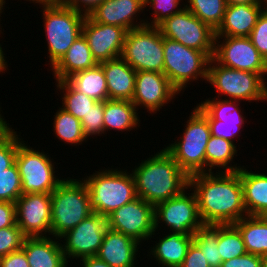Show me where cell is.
Listing matches in <instances>:
<instances>
[{"mask_svg": "<svg viewBox=\"0 0 267 267\" xmlns=\"http://www.w3.org/2000/svg\"><path fill=\"white\" fill-rule=\"evenodd\" d=\"M143 8L145 9L144 0H104L88 16L97 23L120 26L128 32L148 24V21L144 20L137 24L134 22L136 13L144 10Z\"/></svg>", "mask_w": 267, "mask_h": 267, "instance_id": "obj_20", "label": "cell"}, {"mask_svg": "<svg viewBox=\"0 0 267 267\" xmlns=\"http://www.w3.org/2000/svg\"><path fill=\"white\" fill-rule=\"evenodd\" d=\"M262 3L265 5V7H266V5H267V0H262Z\"/></svg>", "mask_w": 267, "mask_h": 267, "instance_id": "obj_54", "label": "cell"}, {"mask_svg": "<svg viewBox=\"0 0 267 267\" xmlns=\"http://www.w3.org/2000/svg\"><path fill=\"white\" fill-rule=\"evenodd\" d=\"M98 63L93 58L83 34L73 42L64 56L52 67L56 81L66 80L72 74L91 69Z\"/></svg>", "mask_w": 267, "mask_h": 267, "instance_id": "obj_26", "label": "cell"}, {"mask_svg": "<svg viewBox=\"0 0 267 267\" xmlns=\"http://www.w3.org/2000/svg\"><path fill=\"white\" fill-rule=\"evenodd\" d=\"M234 225L242 235L247 253L261 257L267 253V216L246 215Z\"/></svg>", "mask_w": 267, "mask_h": 267, "instance_id": "obj_28", "label": "cell"}, {"mask_svg": "<svg viewBox=\"0 0 267 267\" xmlns=\"http://www.w3.org/2000/svg\"><path fill=\"white\" fill-rule=\"evenodd\" d=\"M27 1V0H26ZM33 1L34 3L39 4H51V3H61L62 0H28Z\"/></svg>", "mask_w": 267, "mask_h": 267, "instance_id": "obj_51", "label": "cell"}, {"mask_svg": "<svg viewBox=\"0 0 267 267\" xmlns=\"http://www.w3.org/2000/svg\"><path fill=\"white\" fill-rule=\"evenodd\" d=\"M39 5L43 7L48 57L53 67L82 35L86 15L60 3Z\"/></svg>", "mask_w": 267, "mask_h": 267, "instance_id": "obj_6", "label": "cell"}, {"mask_svg": "<svg viewBox=\"0 0 267 267\" xmlns=\"http://www.w3.org/2000/svg\"><path fill=\"white\" fill-rule=\"evenodd\" d=\"M9 124L0 119V173L11 167L16 160L18 145L22 142Z\"/></svg>", "mask_w": 267, "mask_h": 267, "instance_id": "obj_37", "label": "cell"}, {"mask_svg": "<svg viewBox=\"0 0 267 267\" xmlns=\"http://www.w3.org/2000/svg\"><path fill=\"white\" fill-rule=\"evenodd\" d=\"M24 142L18 145L15 160L21 177L22 194H51L64 179L55 176L53 159L49 155L28 147Z\"/></svg>", "mask_w": 267, "mask_h": 267, "instance_id": "obj_10", "label": "cell"}, {"mask_svg": "<svg viewBox=\"0 0 267 267\" xmlns=\"http://www.w3.org/2000/svg\"><path fill=\"white\" fill-rule=\"evenodd\" d=\"M84 179L93 213L108 217L116 209L137 198L134 177L126 170H99Z\"/></svg>", "mask_w": 267, "mask_h": 267, "instance_id": "obj_3", "label": "cell"}, {"mask_svg": "<svg viewBox=\"0 0 267 267\" xmlns=\"http://www.w3.org/2000/svg\"><path fill=\"white\" fill-rule=\"evenodd\" d=\"M159 242L149 252L162 267H180L184 261L189 246L193 242V235L172 233L159 238Z\"/></svg>", "mask_w": 267, "mask_h": 267, "instance_id": "obj_27", "label": "cell"}, {"mask_svg": "<svg viewBox=\"0 0 267 267\" xmlns=\"http://www.w3.org/2000/svg\"><path fill=\"white\" fill-rule=\"evenodd\" d=\"M77 91L96 100H108L105 75L100 64L83 71L76 72L66 79Z\"/></svg>", "mask_w": 267, "mask_h": 267, "instance_id": "obj_30", "label": "cell"}, {"mask_svg": "<svg viewBox=\"0 0 267 267\" xmlns=\"http://www.w3.org/2000/svg\"><path fill=\"white\" fill-rule=\"evenodd\" d=\"M83 267H111L109 264L99 259L97 256L81 259Z\"/></svg>", "mask_w": 267, "mask_h": 267, "instance_id": "obj_48", "label": "cell"}, {"mask_svg": "<svg viewBox=\"0 0 267 267\" xmlns=\"http://www.w3.org/2000/svg\"><path fill=\"white\" fill-rule=\"evenodd\" d=\"M103 1L104 0H62L60 4L88 15L99 3Z\"/></svg>", "mask_w": 267, "mask_h": 267, "instance_id": "obj_47", "label": "cell"}, {"mask_svg": "<svg viewBox=\"0 0 267 267\" xmlns=\"http://www.w3.org/2000/svg\"><path fill=\"white\" fill-rule=\"evenodd\" d=\"M203 224H234L247 215L243 187L237 172L197 173L189 176Z\"/></svg>", "mask_w": 267, "mask_h": 267, "instance_id": "obj_1", "label": "cell"}, {"mask_svg": "<svg viewBox=\"0 0 267 267\" xmlns=\"http://www.w3.org/2000/svg\"><path fill=\"white\" fill-rule=\"evenodd\" d=\"M22 195L21 177L14 163L0 173V201L13 202Z\"/></svg>", "mask_w": 267, "mask_h": 267, "instance_id": "obj_38", "label": "cell"}, {"mask_svg": "<svg viewBox=\"0 0 267 267\" xmlns=\"http://www.w3.org/2000/svg\"><path fill=\"white\" fill-rule=\"evenodd\" d=\"M263 5H227L223 20L215 30V36L249 37L259 15L266 8Z\"/></svg>", "mask_w": 267, "mask_h": 267, "instance_id": "obj_22", "label": "cell"}, {"mask_svg": "<svg viewBox=\"0 0 267 267\" xmlns=\"http://www.w3.org/2000/svg\"><path fill=\"white\" fill-rule=\"evenodd\" d=\"M108 229V217L92 213L77 226L63 234L66 242L61 245L66 259L80 260L96 256Z\"/></svg>", "mask_w": 267, "mask_h": 267, "instance_id": "obj_15", "label": "cell"}, {"mask_svg": "<svg viewBox=\"0 0 267 267\" xmlns=\"http://www.w3.org/2000/svg\"><path fill=\"white\" fill-rule=\"evenodd\" d=\"M220 267H262L261 256L246 253L221 263Z\"/></svg>", "mask_w": 267, "mask_h": 267, "instance_id": "obj_43", "label": "cell"}, {"mask_svg": "<svg viewBox=\"0 0 267 267\" xmlns=\"http://www.w3.org/2000/svg\"><path fill=\"white\" fill-rule=\"evenodd\" d=\"M163 48V74L179 93L190 84L189 81H195L199 77L207 81L211 58L206 53L166 37H163Z\"/></svg>", "mask_w": 267, "mask_h": 267, "instance_id": "obj_7", "label": "cell"}, {"mask_svg": "<svg viewBox=\"0 0 267 267\" xmlns=\"http://www.w3.org/2000/svg\"><path fill=\"white\" fill-rule=\"evenodd\" d=\"M187 2L189 5L186 4L184 7L202 22L213 30L219 27L227 7L226 0H187Z\"/></svg>", "mask_w": 267, "mask_h": 267, "instance_id": "obj_35", "label": "cell"}, {"mask_svg": "<svg viewBox=\"0 0 267 267\" xmlns=\"http://www.w3.org/2000/svg\"><path fill=\"white\" fill-rule=\"evenodd\" d=\"M243 187V203L247 215L267 216V174L238 171Z\"/></svg>", "mask_w": 267, "mask_h": 267, "instance_id": "obj_25", "label": "cell"}, {"mask_svg": "<svg viewBox=\"0 0 267 267\" xmlns=\"http://www.w3.org/2000/svg\"><path fill=\"white\" fill-rule=\"evenodd\" d=\"M132 172L137 197L154 207L190 189L189 176L165 148L142 161Z\"/></svg>", "mask_w": 267, "mask_h": 267, "instance_id": "obj_2", "label": "cell"}, {"mask_svg": "<svg viewBox=\"0 0 267 267\" xmlns=\"http://www.w3.org/2000/svg\"><path fill=\"white\" fill-rule=\"evenodd\" d=\"M155 230L164 222L172 233L193 235L203 223L199 216L198 201L195 192L185 190L167 201L154 207ZM161 220V222H159Z\"/></svg>", "mask_w": 267, "mask_h": 267, "instance_id": "obj_12", "label": "cell"}, {"mask_svg": "<svg viewBox=\"0 0 267 267\" xmlns=\"http://www.w3.org/2000/svg\"><path fill=\"white\" fill-rule=\"evenodd\" d=\"M16 224L27 237L51 235V194L25 193L15 202Z\"/></svg>", "mask_w": 267, "mask_h": 267, "instance_id": "obj_16", "label": "cell"}, {"mask_svg": "<svg viewBox=\"0 0 267 267\" xmlns=\"http://www.w3.org/2000/svg\"><path fill=\"white\" fill-rule=\"evenodd\" d=\"M194 108L181 140L165 147L188 176L206 172L205 150L211 136L207 116L198 106Z\"/></svg>", "mask_w": 267, "mask_h": 267, "instance_id": "obj_5", "label": "cell"}, {"mask_svg": "<svg viewBox=\"0 0 267 267\" xmlns=\"http://www.w3.org/2000/svg\"><path fill=\"white\" fill-rule=\"evenodd\" d=\"M249 38L254 47L267 62V8L259 15Z\"/></svg>", "mask_w": 267, "mask_h": 267, "instance_id": "obj_42", "label": "cell"}, {"mask_svg": "<svg viewBox=\"0 0 267 267\" xmlns=\"http://www.w3.org/2000/svg\"><path fill=\"white\" fill-rule=\"evenodd\" d=\"M237 146L229 140L210 136L205 154H206V172H212L214 167H220L224 172H237L241 166H230L234 155L237 154ZM229 165V166H228ZM208 168V169H207Z\"/></svg>", "mask_w": 267, "mask_h": 267, "instance_id": "obj_31", "label": "cell"}, {"mask_svg": "<svg viewBox=\"0 0 267 267\" xmlns=\"http://www.w3.org/2000/svg\"><path fill=\"white\" fill-rule=\"evenodd\" d=\"M139 244L135 239L108 228L96 256L111 267H135Z\"/></svg>", "mask_w": 267, "mask_h": 267, "instance_id": "obj_21", "label": "cell"}, {"mask_svg": "<svg viewBox=\"0 0 267 267\" xmlns=\"http://www.w3.org/2000/svg\"><path fill=\"white\" fill-rule=\"evenodd\" d=\"M228 99L212 98L211 100L208 98L197 106L208 118L211 135L233 143V138L240 132L245 117L242 116L240 107H238L240 106L238 100Z\"/></svg>", "mask_w": 267, "mask_h": 267, "instance_id": "obj_19", "label": "cell"}, {"mask_svg": "<svg viewBox=\"0 0 267 267\" xmlns=\"http://www.w3.org/2000/svg\"><path fill=\"white\" fill-rule=\"evenodd\" d=\"M179 91L170 83L168 78L160 72L136 71L135 90L132 103L143 106L150 113H156L174 99Z\"/></svg>", "mask_w": 267, "mask_h": 267, "instance_id": "obj_18", "label": "cell"}, {"mask_svg": "<svg viewBox=\"0 0 267 267\" xmlns=\"http://www.w3.org/2000/svg\"><path fill=\"white\" fill-rule=\"evenodd\" d=\"M218 249L222 262L247 253L242 235L234 224H219Z\"/></svg>", "mask_w": 267, "mask_h": 267, "instance_id": "obj_36", "label": "cell"}, {"mask_svg": "<svg viewBox=\"0 0 267 267\" xmlns=\"http://www.w3.org/2000/svg\"><path fill=\"white\" fill-rule=\"evenodd\" d=\"M265 81L260 74L225 67L213 57L210 59L207 82L214 86L219 94L229 96L230 100H267Z\"/></svg>", "mask_w": 267, "mask_h": 267, "instance_id": "obj_8", "label": "cell"}, {"mask_svg": "<svg viewBox=\"0 0 267 267\" xmlns=\"http://www.w3.org/2000/svg\"><path fill=\"white\" fill-rule=\"evenodd\" d=\"M227 5L236 4H263L262 0H226Z\"/></svg>", "mask_w": 267, "mask_h": 267, "instance_id": "obj_49", "label": "cell"}, {"mask_svg": "<svg viewBox=\"0 0 267 267\" xmlns=\"http://www.w3.org/2000/svg\"><path fill=\"white\" fill-rule=\"evenodd\" d=\"M0 267H30L26 254L21 248L0 258Z\"/></svg>", "mask_w": 267, "mask_h": 267, "instance_id": "obj_45", "label": "cell"}, {"mask_svg": "<svg viewBox=\"0 0 267 267\" xmlns=\"http://www.w3.org/2000/svg\"><path fill=\"white\" fill-rule=\"evenodd\" d=\"M138 108L128 100L105 101L104 109V132L115 129L120 131H130L139 125Z\"/></svg>", "mask_w": 267, "mask_h": 267, "instance_id": "obj_29", "label": "cell"}, {"mask_svg": "<svg viewBox=\"0 0 267 267\" xmlns=\"http://www.w3.org/2000/svg\"><path fill=\"white\" fill-rule=\"evenodd\" d=\"M108 228L127 235L139 243L155 235L154 206L135 198L108 216Z\"/></svg>", "mask_w": 267, "mask_h": 267, "instance_id": "obj_14", "label": "cell"}, {"mask_svg": "<svg viewBox=\"0 0 267 267\" xmlns=\"http://www.w3.org/2000/svg\"><path fill=\"white\" fill-rule=\"evenodd\" d=\"M262 267H267V253L261 257Z\"/></svg>", "mask_w": 267, "mask_h": 267, "instance_id": "obj_52", "label": "cell"}, {"mask_svg": "<svg viewBox=\"0 0 267 267\" xmlns=\"http://www.w3.org/2000/svg\"><path fill=\"white\" fill-rule=\"evenodd\" d=\"M105 101H97L80 121L86 139L92 135L104 134Z\"/></svg>", "mask_w": 267, "mask_h": 267, "instance_id": "obj_39", "label": "cell"}, {"mask_svg": "<svg viewBox=\"0 0 267 267\" xmlns=\"http://www.w3.org/2000/svg\"><path fill=\"white\" fill-rule=\"evenodd\" d=\"M26 235L16 224L0 229V258L22 248Z\"/></svg>", "mask_w": 267, "mask_h": 267, "instance_id": "obj_40", "label": "cell"}, {"mask_svg": "<svg viewBox=\"0 0 267 267\" xmlns=\"http://www.w3.org/2000/svg\"><path fill=\"white\" fill-rule=\"evenodd\" d=\"M220 38H224L222 43ZM213 58L225 67L254 72L263 78L267 74V62L249 37L215 36Z\"/></svg>", "mask_w": 267, "mask_h": 267, "instance_id": "obj_13", "label": "cell"}, {"mask_svg": "<svg viewBox=\"0 0 267 267\" xmlns=\"http://www.w3.org/2000/svg\"><path fill=\"white\" fill-rule=\"evenodd\" d=\"M47 236L26 237L22 249L30 267H67L62 243Z\"/></svg>", "mask_w": 267, "mask_h": 267, "instance_id": "obj_24", "label": "cell"}, {"mask_svg": "<svg viewBox=\"0 0 267 267\" xmlns=\"http://www.w3.org/2000/svg\"><path fill=\"white\" fill-rule=\"evenodd\" d=\"M15 225V203L0 201V229Z\"/></svg>", "mask_w": 267, "mask_h": 267, "instance_id": "obj_46", "label": "cell"}, {"mask_svg": "<svg viewBox=\"0 0 267 267\" xmlns=\"http://www.w3.org/2000/svg\"><path fill=\"white\" fill-rule=\"evenodd\" d=\"M92 213L84 181L64 179L51 193V235L60 238Z\"/></svg>", "mask_w": 267, "mask_h": 267, "instance_id": "obj_4", "label": "cell"}, {"mask_svg": "<svg viewBox=\"0 0 267 267\" xmlns=\"http://www.w3.org/2000/svg\"><path fill=\"white\" fill-rule=\"evenodd\" d=\"M1 32L2 31L0 30V33ZM6 63L7 62H6V59H5L1 44H0V72L4 73L3 71H5L7 66H8V64H6Z\"/></svg>", "mask_w": 267, "mask_h": 267, "instance_id": "obj_50", "label": "cell"}, {"mask_svg": "<svg viewBox=\"0 0 267 267\" xmlns=\"http://www.w3.org/2000/svg\"><path fill=\"white\" fill-rule=\"evenodd\" d=\"M5 3H6L5 0H0V14L3 12L2 9L5 5ZM0 17H1V15H0Z\"/></svg>", "mask_w": 267, "mask_h": 267, "instance_id": "obj_53", "label": "cell"}, {"mask_svg": "<svg viewBox=\"0 0 267 267\" xmlns=\"http://www.w3.org/2000/svg\"><path fill=\"white\" fill-rule=\"evenodd\" d=\"M54 132L58 139L68 144H82L86 141L81 121L62 107L54 115Z\"/></svg>", "mask_w": 267, "mask_h": 267, "instance_id": "obj_33", "label": "cell"}, {"mask_svg": "<svg viewBox=\"0 0 267 267\" xmlns=\"http://www.w3.org/2000/svg\"><path fill=\"white\" fill-rule=\"evenodd\" d=\"M219 224H203L193 234V243L203 252L210 267H220L222 259L218 249Z\"/></svg>", "mask_w": 267, "mask_h": 267, "instance_id": "obj_32", "label": "cell"}, {"mask_svg": "<svg viewBox=\"0 0 267 267\" xmlns=\"http://www.w3.org/2000/svg\"><path fill=\"white\" fill-rule=\"evenodd\" d=\"M121 57L135 71L163 73V36L158 27L143 26L126 33Z\"/></svg>", "mask_w": 267, "mask_h": 267, "instance_id": "obj_9", "label": "cell"}, {"mask_svg": "<svg viewBox=\"0 0 267 267\" xmlns=\"http://www.w3.org/2000/svg\"><path fill=\"white\" fill-rule=\"evenodd\" d=\"M99 64L105 75L108 99L132 101L136 71L122 57Z\"/></svg>", "mask_w": 267, "mask_h": 267, "instance_id": "obj_23", "label": "cell"}, {"mask_svg": "<svg viewBox=\"0 0 267 267\" xmlns=\"http://www.w3.org/2000/svg\"><path fill=\"white\" fill-rule=\"evenodd\" d=\"M180 267H210L203 252L192 242Z\"/></svg>", "mask_w": 267, "mask_h": 267, "instance_id": "obj_44", "label": "cell"}, {"mask_svg": "<svg viewBox=\"0 0 267 267\" xmlns=\"http://www.w3.org/2000/svg\"><path fill=\"white\" fill-rule=\"evenodd\" d=\"M126 33L120 26L97 23L88 15L83 22L82 34L98 64L121 57Z\"/></svg>", "mask_w": 267, "mask_h": 267, "instance_id": "obj_17", "label": "cell"}, {"mask_svg": "<svg viewBox=\"0 0 267 267\" xmlns=\"http://www.w3.org/2000/svg\"><path fill=\"white\" fill-rule=\"evenodd\" d=\"M163 37L177 41L186 47L203 51L210 58L214 55L215 30L202 22L188 9H183L157 26Z\"/></svg>", "mask_w": 267, "mask_h": 267, "instance_id": "obj_11", "label": "cell"}, {"mask_svg": "<svg viewBox=\"0 0 267 267\" xmlns=\"http://www.w3.org/2000/svg\"><path fill=\"white\" fill-rule=\"evenodd\" d=\"M180 1L181 0H144L145 8L151 5L150 8H152V10L154 9V18L152 22H148L147 25L157 27L166 18L179 13L183 9L182 6H178L180 5Z\"/></svg>", "mask_w": 267, "mask_h": 267, "instance_id": "obj_41", "label": "cell"}, {"mask_svg": "<svg viewBox=\"0 0 267 267\" xmlns=\"http://www.w3.org/2000/svg\"><path fill=\"white\" fill-rule=\"evenodd\" d=\"M58 90L64 93L62 97V108L81 120L97 102L96 100L77 91L67 80L56 81Z\"/></svg>", "mask_w": 267, "mask_h": 267, "instance_id": "obj_34", "label": "cell"}]
</instances>
